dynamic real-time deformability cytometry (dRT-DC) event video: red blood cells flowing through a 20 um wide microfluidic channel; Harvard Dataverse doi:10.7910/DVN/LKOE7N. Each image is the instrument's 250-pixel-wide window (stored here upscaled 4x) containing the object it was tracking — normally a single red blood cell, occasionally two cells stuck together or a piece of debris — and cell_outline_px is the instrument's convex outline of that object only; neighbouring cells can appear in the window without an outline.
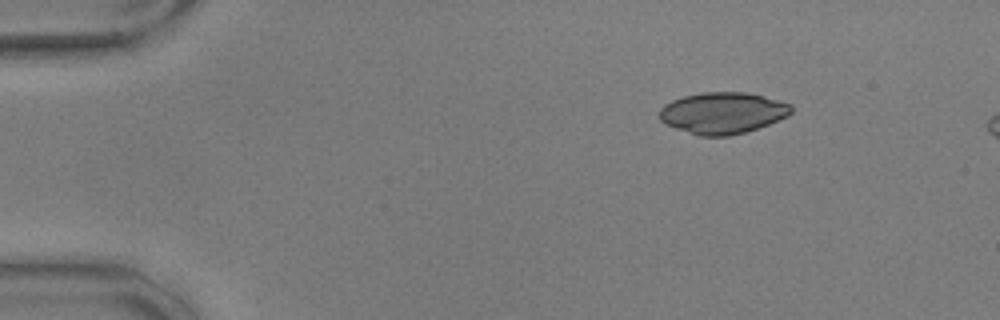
{"species": "common noctule bat (a hibernating species)", "species_latin": "Nyctalus noctula", "temperature_condition": "warm", "stored_images_in_passage": 7, "camera_frame_rate_fps": 3000, "um_per_image_px": 0.085, "animal": {"sex": "male", "body_mass_g": 17.9, "forearm_length_mm": 54.2}, "frame": {"image": 1, "passage_image": 1, "time_ms": 0.0, "image_size_px": [1000, 320], "cell_outline_px": [[792, 112], [788, 116], [768, 124], [744, 132], [728, 136], [700, 136], [664, 124], [660, 120], [660, 108], [664, 104], [672, 100], [684, 96], [700, 92], [744, 92], [764, 96], [792, 104]], "centroid_in_image_um": [61.42, 9.59], "position_along_channel_um": 23.6, "area_um2": 31.79}}